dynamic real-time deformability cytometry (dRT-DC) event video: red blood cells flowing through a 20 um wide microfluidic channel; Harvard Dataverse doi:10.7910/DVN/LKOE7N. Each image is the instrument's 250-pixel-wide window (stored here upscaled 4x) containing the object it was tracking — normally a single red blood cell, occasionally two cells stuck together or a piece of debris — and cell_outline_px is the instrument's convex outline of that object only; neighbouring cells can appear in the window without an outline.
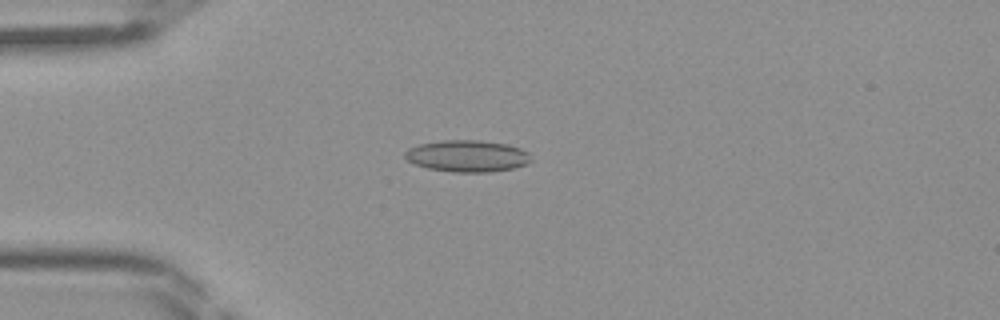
{"species": "Egyptian fruit bat (a non-hibernating species)", "species_latin": "Rousettus aegyptiacus", "temperature_condition": "room temperature", "stored_images_in_passage": 45, "camera_frame_rate_fps": 3000, "um_per_image_px": 0.085, "frame": {"image": 1, "passage_image": 12, "time_ms": 3.667, "image_size_px": [1000, 320], "cell_outline_px": [[532, 160], [528, 164], [516, 168], [488, 172], [452, 172], [428, 168], [416, 164], [408, 160], [404, 156], [404, 152], [408, 148], [420, 144], [444, 140], [480, 140], [508, 144], [520, 148], [528, 152]], "centroid_in_image_um": [39.76, 13.26], "position_along_channel_um": 45.2, "area_um2": 23.41}}
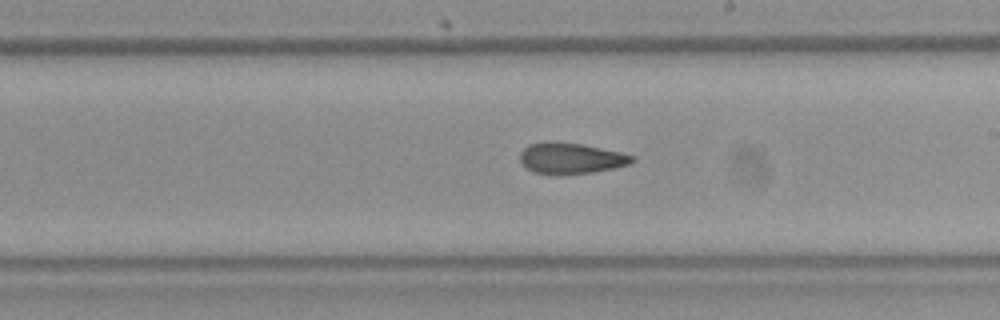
{"frame": {"image": 2, "passage_image": 26, "time_ms": 8.333, "image_size_px": [1000, 320], "cell_outline_px": [[636, 160], [632, 164], [592, 172], [560, 176], [536, 172], [528, 168], [520, 160], [520, 152], [528, 144], [548, 140], [556, 140], [584, 144], [620, 152], [636, 156]], "centroid_in_image_um": [48.54, 13.43], "position_along_channel_um": 240.5, "area_um2": 20.75}}
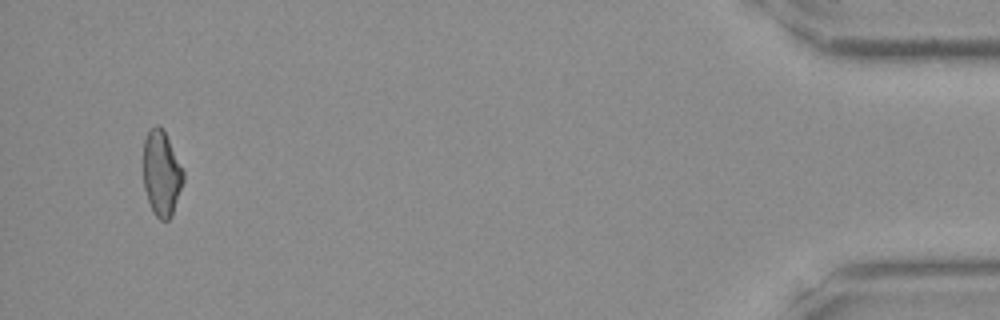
{"frame": {"image": 3, "passage_image": 43, "time_ms": 14.0, "image_size_px": [1000, 320], "cell_outline_px": [[184, 180], [172, 216], [168, 220], [160, 220], [152, 212], [144, 188], [144, 140], [148, 132], [156, 124], [160, 124], [184, 172]], "centroid_in_image_um": [13.73, 14.78], "position_along_channel_um": 421.5, "area_um2": 19.65}}